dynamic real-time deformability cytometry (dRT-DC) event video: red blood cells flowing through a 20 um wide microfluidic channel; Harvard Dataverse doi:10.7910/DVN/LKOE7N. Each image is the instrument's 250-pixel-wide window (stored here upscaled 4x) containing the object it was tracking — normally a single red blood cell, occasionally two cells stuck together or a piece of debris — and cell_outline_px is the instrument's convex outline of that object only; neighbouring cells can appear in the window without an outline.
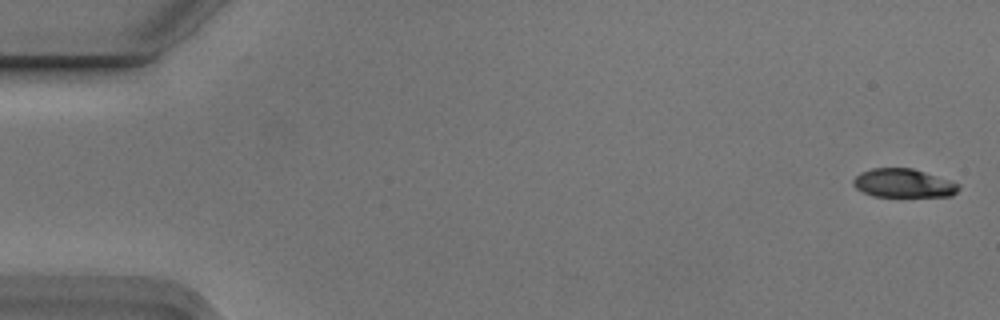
{"species": "Egyptian fruit bat (a non-hibernating species)", "species_latin": "Rousettus aegyptiacus", "temperature_condition": "cold", "stored_images_in_passage": 2, "camera_frame_rate_fps": 3000, "um_per_image_px": 0.085, "animal": {"sex": "male"}, "frame": {"image": 1, "passage_image": 1, "time_ms": 0.0, "image_size_px": [1000, 320], "cell_outline_px": [[960, 188], [952, 196], [872, 196], [856, 188], [852, 184], [852, 180], [860, 172], [872, 168], [912, 168], [960, 184]], "centroid_in_image_um": [76.76, 15.57], "position_along_channel_um": 8.2, "area_um2": 17.46}}